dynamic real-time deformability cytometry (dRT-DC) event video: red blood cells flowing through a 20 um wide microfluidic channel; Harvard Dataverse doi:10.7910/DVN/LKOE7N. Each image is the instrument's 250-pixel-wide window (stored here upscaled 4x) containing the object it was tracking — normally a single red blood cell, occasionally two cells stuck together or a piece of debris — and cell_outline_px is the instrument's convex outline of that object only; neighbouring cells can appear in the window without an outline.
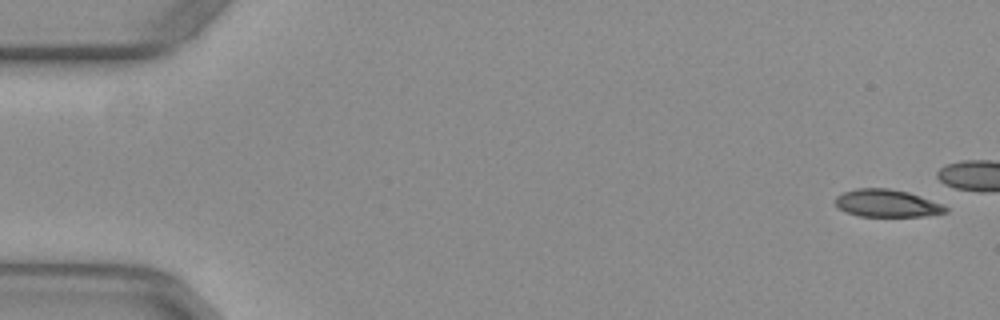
{"species": "common noctule bat (a hibernating species)", "species_latin": "Nyctalus noctula", "temperature_condition": "warm", "stored_images_in_passage": 16, "camera_frame_rate_fps": 3000, "um_per_image_px": 0.085, "animal": {"sex": "female", "body_mass_g": 29.2, "forearm_length_mm": 56.3}, "frame": {"image": 1, "passage_image": 1, "time_ms": 0.0, "image_size_px": [1000, 320], "cell_outline_px": [[948, 212], [924, 216], [860, 216], [848, 212], [840, 208], [836, 204], [836, 196], [844, 192], [856, 188], [888, 188], [908, 192], [920, 196], [940, 204], [948, 208]], "centroid_in_image_um": [75.39, 17.27], "position_along_channel_um": 9.6, "area_um2": 17.4}}